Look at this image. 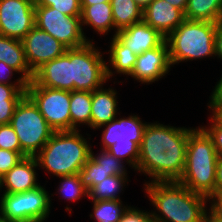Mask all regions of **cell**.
<instances>
[{
    "label": "cell",
    "mask_w": 222,
    "mask_h": 222,
    "mask_svg": "<svg viewBox=\"0 0 222 222\" xmlns=\"http://www.w3.org/2000/svg\"><path fill=\"white\" fill-rule=\"evenodd\" d=\"M50 195L43 185L22 193L3 192L0 213L7 222H45L51 212L54 194Z\"/></svg>",
    "instance_id": "cell-8"
},
{
    "label": "cell",
    "mask_w": 222,
    "mask_h": 222,
    "mask_svg": "<svg viewBox=\"0 0 222 222\" xmlns=\"http://www.w3.org/2000/svg\"><path fill=\"white\" fill-rule=\"evenodd\" d=\"M26 95L55 131H71L70 91L51 89L28 82Z\"/></svg>",
    "instance_id": "cell-11"
},
{
    "label": "cell",
    "mask_w": 222,
    "mask_h": 222,
    "mask_svg": "<svg viewBox=\"0 0 222 222\" xmlns=\"http://www.w3.org/2000/svg\"><path fill=\"white\" fill-rule=\"evenodd\" d=\"M80 131L54 132L35 155L39 169L43 168L55 177L78 174L88 161L92 149L89 142L91 137L85 138Z\"/></svg>",
    "instance_id": "cell-3"
},
{
    "label": "cell",
    "mask_w": 222,
    "mask_h": 222,
    "mask_svg": "<svg viewBox=\"0 0 222 222\" xmlns=\"http://www.w3.org/2000/svg\"><path fill=\"white\" fill-rule=\"evenodd\" d=\"M78 174L82 185L89 192L96 184L109 177L110 171H107L101 164H97L91 157H89L88 161Z\"/></svg>",
    "instance_id": "cell-29"
},
{
    "label": "cell",
    "mask_w": 222,
    "mask_h": 222,
    "mask_svg": "<svg viewBox=\"0 0 222 222\" xmlns=\"http://www.w3.org/2000/svg\"><path fill=\"white\" fill-rule=\"evenodd\" d=\"M1 184H2V177L0 175V190H1Z\"/></svg>",
    "instance_id": "cell-50"
},
{
    "label": "cell",
    "mask_w": 222,
    "mask_h": 222,
    "mask_svg": "<svg viewBox=\"0 0 222 222\" xmlns=\"http://www.w3.org/2000/svg\"><path fill=\"white\" fill-rule=\"evenodd\" d=\"M136 4L144 10L153 0H134Z\"/></svg>",
    "instance_id": "cell-46"
},
{
    "label": "cell",
    "mask_w": 222,
    "mask_h": 222,
    "mask_svg": "<svg viewBox=\"0 0 222 222\" xmlns=\"http://www.w3.org/2000/svg\"><path fill=\"white\" fill-rule=\"evenodd\" d=\"M207 104L208 109L212 113L211 116L219 124H222V100H209Z\"/></svg>",
    "instance_id": "cell-40"
},
{
    "label": "cell",
    "mask_w": 222,
    "mask_h": 222,
    "mask_svg": "<svg viewBox=\"0 0 222 222\" xmlns=\"http://www.w3.org/2000/svg\"><path fill=\"white\" fill-rule=\"evenodd\" d=\"M21 41L26 62L32 72L42 64L61 56L68 49L57 39L36 26Z\"/></svg>",
    "instance_id": "cell-13"
},
{
    "label": "cell",
    "mask_w": 222,
    "mask_h": 222,
    "mask_svg": "<svg viewBox=\"0 0 222 222\" xmlns=\"http://www.w3.org/2000/svg\"><path fill=\"white\" fill-rule=\"evenodd\" d=\"M215 57L222 60V22L218 24L215 35Z\"/></svg>",
    "instance_id": "cell-42"
},
{
    "label": "cell",
    "mask_w": 222,
    "mask_h": 222,
    "mask_svg": "<svg viewBox=\"0 0 222 222\" xmlns=\"http://www.w3.org/2000/svg\"><path fill=\"white\" fill-rule=\"evenodd\" d=\"M215 174L216 180L214 194H222V157H218Z\"/></svg>",
    "instance_id": "cell-41"
},
{
    "label": "cell",
    "mask_w": 222,
    "mask_h": 222,
    "mask_svg": "<svg viewBox=\"0 0 222 222\" xmlns=\"http://www.w3.org/2000/svg\"><path fill=\"white\" fill-rule=\"evenodd\" d=\"M193 129L148 122L136 172L149 178L147 182L178 181L185 170L188 136Z\"/></svg>",
    "instance_id": "cell-1"
},
{
    "label": "cell",
    "mask_w": 222,
    "mask_h": 222,
    "mask_svg": "<svg viewBox=\"0 0 222 222\" xmlns=\"http://www.w3.org/2000/svg\"><path fill=\"white\" fill-rule=\"evenodd\" d=\"M92 92L71 91L70 92V116L71 131L80 130L79 127L87 125L90 127Z\"/></svg>",
    "instance_id": "cell-24"
},
{
    "label": "cell",
    "mask_w": 222,
    "mask_h": 222,
    "mask_svg": "<svg viewBox=\"0 0 222 222\" xmlns=\"http://www.w3.org/2000/svg\"><path fill=\"white\" fill-rule=\"evenodd\" d=\"M219 23L185 19L166 37L169 57L174 65L200 59L215 58V35Z\"/></svg>",
    "instance_id": "cell-5"
},
{
    "label": "cell",
    "mask_w": 222,
    "mask_h": 222,
    "mask_svg": "<svg viewBox=\"0 0 222 222\" xmlns=\"http://www.w3.org/2000/svg\"><path fill=\"white\" fill-rule=\"evenodd\" d=\"M116 37L136 55L152 50L166 40L143 20L118 31Z\"/></svg>",
    "instance_id": "cell-18"
},
{
    "label": "cell",
    "mask_w": 222,
    "mask_h": 222,
    "mask_svg": "<svg viewBox=\"0 0 222 222\" xmlns=\"http://www.w3.org/2000/svg\"><path fill=\"white\" fill-rule=\"evenodd\" d=\"M208 202V213L218 222H222V194L211 195Z\"/></svg>",
    "instance_id": "cell-39"
},
{
    "label": "cell",
    "mask_w": 222,
    "mask_h": 222,
    "mask_svg": "<svg viewBox=\"0 0 222 222\" xmlns=\"http://www.w3.org/2000/svg\"><path fill=\"white\" fill-rule=\"evenodd\" d=\"M208 126H200L211 138L218 157H222V124H219L211 115Z\"/></svg>",
    "instance_id": "cell-33"
},
{
    "label": "cell",
    "mask_w": 222,
    "mask_h": 222,
    "mask_svg": "<svg viewBox=\"0 0 222 222\" xmlns=\"http://www.w3.org/2000/svg\"><path fill=\"white\" fill-rule=\"evenodd\" d=\"M38 5L48 6L68 15L81 16V0H35Z\"/></svg>",
    "instance_id": "cell-31"
},
{
    "label": "cell",
    "mask_w": 222,
    "mask_h": 222,
    "mask_svg": "<svg viewBox=\"0 0 222 222\" xmlns=\"http://www.w3.org/2000/svg\"><path fill=\"white\" fill-rule=\"evenodd\" d=\"M169 47L166 40L158 47L138 55L130 75L141 84H152L164 78L171 70Z\"/></svg>",
    "instance_id": "cell-14"
},
{
    "label": "cell",
    "mask_w": 222,
    "mask_h": 222,
    "mask_svg": "<svg viewBox=\"0 0 222 222\" xmlns=\"http://www.w3.org/2000/svg\"><path fill=\"white\" fill-rule=\"evenodd\" d=\"M95 45V41H89L82 47L69 49L73 91L93 92L108 82L104 52Z\"/></svg>",
    "instance_id": "cell-9"
},
{
    "label": "cell",
    "mask_w": 222,
    "mask_h": 222,
    "mask_svg": "<svg viewBox=\"0 0 222 222\" xmlns=\"http://www.w3.org/2000/svg\"><path fill=\"white\" fill-rule=\"evenodd\" d=\"M204 222H218L217 220H215L209 213L207 214Z\"/></svg>",
    "instance_id": "cell-47"
},
{
    "label": "cell",
    "mask_w": 222,
    "mask_h": 222,
    "mask_svg": "<svg viewBox=\"0 0 222 222\" xmlns=\"http://www.w3.org/2000/svg\"><path fill=\"white\" fill-rule=\"evenodd\" d=\"M10 125L18 136L25 157L35 156L55 132L27 95L16 106Z\"/></svg>",
    "instance_id": "cell-7"
},
{
    "label": "cell",
    "mask_w": 222,
    "mask_h": 222,
    "mask_svg": "<svg viewBox=\"0 0 222 222\" xmlns=\"http://www.w3.org/2000/svg\"><path fill=\"white\" fill-rule=\"evenodd\" d=\"M35 26L57 39L68 49L86 45L89 39L83 31L81 16H68L57 9L35 2Z\"/></svg>",
    "instance_id": "cell-10"
},
{
    "label": "cell",
    "mask_w": 222,
    "mask_h": 222,
    "mask_svg": "<svg viewBox=\"0 0 222 222\" xmlns=\"http://www.w3.org/2000/svg\"><path fill=\"white\" fill-rule=\"evenodd\" d=\"M217 161L211 138L200 126L195 127L188 136L185 170L178 182L209 198L214 195Z\"/></svg>",
    "instance_id": "cell-4"
},
{
    "label": "cell",
    "mask_w": 222,
    "mask_h": 222,
    "mask_svg": "<svg viewBox=\"0 0 222 222\" xmlns=\"http://www.w3.org/2000/svg\"><path fill=\"white\" fill-rule=\"evenodd\" d=\"M109 86L98 88L92 92L90 129L109 123L120 115L118 107L117 90ZM118 107V108H117Z\"/></svg>",
    "instance_id": "cell-19"
},
{
    "label": "cell",
    "mask_w": 222,
    "mask_h": 222,
    "mask_svg": "<svg viewBox=\"0 0 222 222\" xmlns=\"http://www.w3.org/2000/svg\"><path fill=\"white\" fill-rule=\"evenodd\" d=\"M108 58L106 61V75L109 81L112 80L113 75L119 74L129 77L134 69L138 55H136L130 48L125 46L116 36L110 38ZM115 70V71H114ZM111 78V80H110Z\"/></svg>",
    "instance_id": "cell-20"
},
{
    "label": "cell",
    "mask_w": 222,
    "mask_h": 222,
    "mask_svg": "<svg viewBox=\"0 0 222 222\" xmlns=\"http://www.w3.org/2000/svg\"><path fill=\"white\" fill-rule=\"evenodd\" d=\"M82 28L91 27L99 36H106L113 30L114 35L118 32L115 29L111 2L96 3L93 5H81Z\"/></svg>",
    "instance_id": "cell-21"
},
{
    "label": "cell",
    "mask_w": 222,
    "mask_h": 222,
    "mask_svg": "<svg viewBox=\"0 0 222 222\" xmlns=\"http://www.w3.org/2000/svg\"><path fill=\"white\" fill-rule=\"evenodd\" d=\"M209 100H222V74L218 82H216Z\"/></svg>",
    "instance_id": "cell-43"
},
{
    "label": "cell",
    "mask_w": 222,
    "mask_h": 222,
    "mask_svg": "<svg viewBox=\"0 0 222 222\" xmlns=\"http://www.w3.org/2000/svg\"><path fill=\"white\" fill-rule=\"evenodd\" d=\"M151 217V212L140 210L129 205L119 222H146Z\"/></svg>",
    "instance_id": "cell-37"
},
{
    "label": "cell",
    "mask_w": 222,
    "mask_h": 222,
    "mask_svg": "<svg viewBox=\"0 0 222 222\" xmlns=\"http://www.w3.org/2000/svg\"><path fill=\"white\" fill-rule=\"evenodd\" d=\"M35 26V0H0V35L22 40Z\"/></svg>",
    "instance_id": "cell-12"
},
{
    "label": "cell",
    "mask_w": 222,
    "mask_h": 222,
    "mask_svg": "<svg viewBox=\"0 0 222 222\" xmlns=\"http://www.w3.org/2000/svg\"><path fill=\"white\" fill-rule=\"evenodd\" d=\"M184 17L187 20L222 22V0H188Z\"/></svg>",
    "instance_id": "cell-23"
},
{
    "label": "cell",
    "mask_w": 222,
    "mask_h": 222,
    "mask_svg": "<svg viewBox=\"0 0 222 222\" xmlns=\"http://www.w3.org/2000/svg\"><path fill=\"white\" fill-rule=\"evenodd\" d=\"M93 209L90 218L95 222H119L129 207L122 200H91Z\"/></svg>",
    "instance_id": "cell-27"
},
{
    "label": "cell",
    "mask_w": 222,
    "mask_h": 222,
    "mask_svg": "<svg viewBox=\"0 0 222 222\" xmlns=\"http://www.w3.org/2000/svg\"><path fill=\"white\" fill-rule=\"evenodd\" d=\"M38 162L35 156H26L12 167L4 176H2V192L5 193H22L37 188L39 183ZM38 181V182H37Z\"/></svg>",
    "instance_id": "cell-16"
},
{
    "label": "cell",
    "mask_w": 222,
    "mask_h": 222,
    "mask_svg": "<svg viewBox=\"0 0 222 222\" xmlns=\"http://www.w3.org/2000/svg\"><path fill=\"white\" fill-rule=\"evenodd\" d=\"M102 2H111V0H81V5H93Z\"/></svg>",
    "instance_id": "cell-45"
},
{
    "label": "cell",
    "mask_w": 222,
    "mask_h": 222,
    "mask_svg": "<svg viewBox=\"0 0 222 222\" xmlns=\"http://www.w3.org/2000/svg\"><path fill=\"white\" fill-rule=\"evenodd\" d=\"M90 157L97 164H101L107 171H110V176L128 174L126 163L114 157L108 150L100 149V153L95 154L91 149Z\"/></svg>",
    "instance_id": "cell-30"
},
{
    "label": "cell",
    "mask_w": 222,
    "mask_h": 222,
    "mask_svg": "<svg viewBox=\"0 0 222 222\" xmlns=\"http://www.w3.org/2000/svg\"><path fill=\"white\" fill-rule=\"evenodd\" d=\"M0 222H7V220L0 213Z\"/></svg>",
    "instance_id": "cell-49"
},
{
    "label": "cell",
    "mask_w": 222,
    "mask_h": 222,
    "mask_svg": "<svg viewBox=\"0 0 222 222\" xmlns=\"http://www.w3.org/2000/svg\"><path fill=\"white\" fill-rule=\"evenodd\" d=\"M167 2H169L171 5H173L174 7L180 9L183 13L185 12L186 9V5L188 0H166Z\"/></svg>",
    "instance_id": "cell-44"
},
{
    "label": "cell",
    "mask_w": 222,
    "mask_h": 222,
    "mask_svg": "<svg viewBox=\"0 0 222 222\" xmlns=\"http://www.w3.org/2000/svg\"><path fill=\"white\" fill-rule=\"evenodd\" d=\"M60 184L58 187V191L54 194L60 195L58 197H63L65 200H69L71 202L79 201L84 197L89 196L88 190L82 185L79 174L74 175H66V176H59ZM58 192V193H57ZM62 195V196H61Z\"/></svg>",
    "instance_id": "cell-28"
},
{
    "label": "cell",
    "mask_w": 222,
    "mask_h": 222,
    "mask_svg": "<svg viewBox=\"0 0 222 222\" xmlns=\"http://www.w3.org/2000/svg\"><path fill=\"white\" fill-rule=\"evenodd\" d=\"M19 74L18 78L12 81L14 75ZM0 83L7 85H28V81L20 73L4 61H0Z\"/></svg>",
    "instance_id": "cell-35"
},
{
    "label": "cell",
    "mask_w": 222,
    "mask_h": 222,
    "mask_svg": "<svg viewBox=\"0 0 222 222\" xmlns=\"http://www.w3.org/2000/svg\"><path fill=\"white\" fill-rule=\"evenodd\" d=\"M0 61L16 69L28 82L32 80L33 72L26 62L21 40L0 35Z\"/></svg>",
    "instance_id": "cell-22"
},
{
    "label": "cell",
    "mask_w": 222,
    "mask_h": 222,
    "mask_svg": "<svg viewBox=\"0 0 222 222\" xmlns=\"http://www.w3.org/2000/svg\"><path fill=\"white\" fill-rule=\"evenodd\" d=\"M146 222H161L158 219L153 218L152 216Z\"/></svg>",
    "instance_id": "cell-48"
},
{
    "label": "cell",
    "mask_w": 222,
    "mask_h": 222,
    "mask_svg": "<svg viewBox=\"0 0 222 222\" xmlns=\"http://www.w3.org/2000/svg\"><path fill=\"white\" fill-rule=\"evenodd\" d=\"M127 175H112L96 184L90 191V200H121L120 193L131 182Z\"/></svg>",
    "instance_id": "cell-26"
},
{
    "label": "cell",
    "mask_w": 222,
    "mask_h": 222,
    "mask_svg": "<svg viewBox=\"0 0 222 222\" xmlns=\"http://www.w3.org/2000/svg\"><path fill=\"white\" fill-rule=\"evenodd\" d=\"M20 100L0 101V125L10 124L16 106Z\"/></svg>",
    "instance_id": "cell-38"
},
{
    "label": "cell",
    "mask_w": 222,
    "mask_h": 222,
    "mask_svg": "<svg viewBox=\"0 0 222 222\" xmlns=\"http://www.w3.org/2000/svg\"><path fill=\"white\" fill-rule=\"evenodd\" d=\"M151 202V216L161 222H204L208 198L194 193L178 181H153L143 184Z\"/></svg>",
    "instance_id": "cell-2"
},
{
    "label": "cell",
    "mask_w": 222,
    "mask_h": 222,
    "mask_svg": "<svg viewBox=\"0 0 222 222\" xmlns=\"http://www.w3.org/2000/svg\"><path fill=\"white\" fill-rule=\"evenodd\" d=\"M25 156L21 152L0 149V175L4 176Z\"/></svg>",
    "instance_id": "cell-34"
},
{
    "label": "cell",
    "mask_w": 222,
    "mask_h": 222,
    "mask_svg": "<svg viewBox=\"0 0 222 222\" xmlns=\"http://www.w3.org/2000/svg\"><path fill=\"white\" fill-rule=\"evenodd\" d=\"M0 149L21 152L18 136L10 124L0 125Z\"/></svg>",
    "instance_id": "cell-32"
},
{
    "label": "cell",
    "mask_w": 222,
    "mask_h": 222,
    "mask_svg": "<svg viewBox=\"0 0 222 222\" xmlns=\"http://www.w3.org/2000/svg\"><path fill=\"white\" fill-rule=\"evenodd\" d=\"M27 85H7L0 83V101L21 100L26 95Z\"/></svg>",
    "instance_id": "cell-36"
},
{
    "label": "cell",
    "mask_w": 222,
    "mask_h": 222,
    "mask_svg": "<svg viewBox=\"0 0 222 222\" xmlns=\"http://www.w3.org/2000/svg\"><path fill=\"white\" fill-rule=\"evenodd\" d=\"M184 20V13L166 0H153L143 10V21L165 38Z\"/></svg>",
    "instance_id": "cell-17"
},
{
    "label": "cell",
    "mask_w": 222,
    "mask_h": 222,
    "mask_svg": "<svg viewBox=\"0 0 222 222\" xmlns=\"http://www.w3.org/2000/svg\"><path fill=\"white\" fill-rule=\"evenodd\" d=\"M32 81L42 87L73 91L69 49L61 56L42 64L33 72Z\"/></svg>",
    "instance_id": "cell-15"
},
{
    "label": "cell",
    "mask_w": 222,
    "mask_h": 222,
    "mask_svg": "<svg viewBox=\"0 0 222 222\" xmlns=\"http://www.w3.org/2000/svg\"><path fill=\"white\" fill-rule=\"evenodd\" d=\"M147 123L137 114L116 117L96 129L105 128L102 130L100 149L108 150L135 172L139 159V146Z\"/></svg>",
    "instance_id": "cell-6"
},
{
    "label": "cell",
    "mask_w": 222,
    "mask_h": 222,
    "mask_svg": "<svg viewBox=\"0 0 222 222\" xmlns=\"http://www.w3.org/2000/svg\"><path fill=\"white\" fill-rule=\"evenodd\" d=\"M111 6L117 31L143 20V10L134 0H111Z\"/></svg>",
    "instance_id": "cell-25"
}]
</instances>
